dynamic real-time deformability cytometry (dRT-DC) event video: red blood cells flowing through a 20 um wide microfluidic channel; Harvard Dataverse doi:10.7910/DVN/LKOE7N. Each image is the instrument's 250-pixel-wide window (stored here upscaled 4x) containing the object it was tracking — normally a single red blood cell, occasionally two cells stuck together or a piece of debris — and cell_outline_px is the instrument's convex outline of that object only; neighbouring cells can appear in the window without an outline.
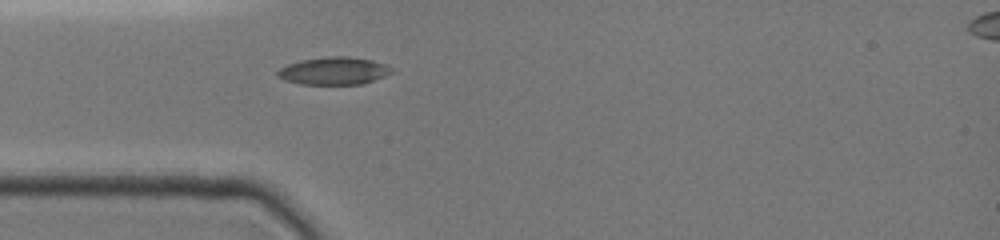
{"species": "common noctule bat (a hibernating species)", "species_latin": "Nyctalus noctula", "temperature_condition": "cold", "stored_images_in_passage": 1, "camera_frame_rate_fps": 3000, "um_per_image_px": 0.085, "animal": {"sex": "female", "body_mass_g": 19.0, "forearm_length_mm": 51.5}, "frame": {"image": 1, "passage_image": 1, "time_ms": 0.0, "image_size_px": [1000, 240], "cell_outline_px": [[392, 72], [384, 76], [360, 84], [300, 84], [284, 80], [276, 76], [276, 72], [280, 68], [288, 64], [300, 60], [324, 56], [348, 56], [372, 60], [384, 64], [392, 68]], "centroid_in_image_um": [28.32, 6.01], "position_along_channel_um": 56.7, "area_um2": 18.32}}